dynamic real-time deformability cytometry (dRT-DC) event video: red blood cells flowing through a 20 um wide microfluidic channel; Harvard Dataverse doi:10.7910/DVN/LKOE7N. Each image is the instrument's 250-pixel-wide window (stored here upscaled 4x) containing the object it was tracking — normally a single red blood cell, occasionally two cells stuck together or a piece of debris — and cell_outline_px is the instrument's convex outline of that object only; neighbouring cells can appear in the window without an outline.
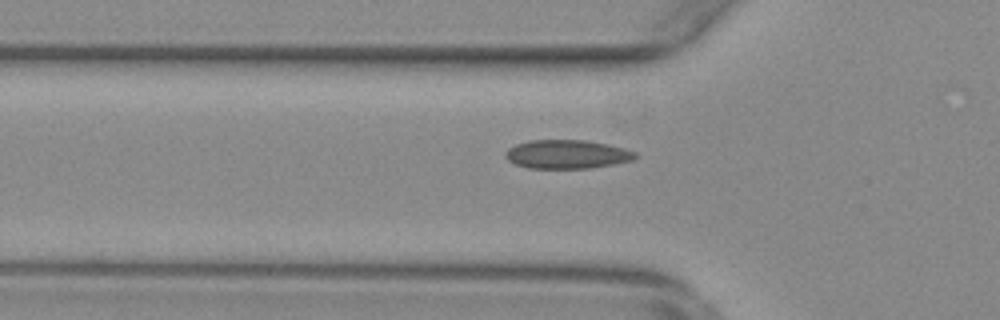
{"species": "common noctule bat (a hibernating species)", "species_latin": "Nyctalus noctula", "temperature_condition": "warm", "stored_images_in_passage": 35, "camera_frame_rate_fps": 3000, "um_per_image_px": 0.085, "animal": {"sex": "female", "body_mass_g": 29.2, "forearm_length_mm": 56.3}, "frame": {"image": 1, "passage_image": 2, "time_ms": 0.333, "image_size_px": [1000, 320], "cell_outline_px": [[640, 156], [632, 160], [612, 164], [588, 168], [528, 168], [516, 164], [508, 160], [504, 156], [504, 152], [508, 148], [516, 144], [528, 140], [584, 140], [608, 144], [624, 148], [636, 152]], "centroid_in_image_um": [48.18, 13.1], "position_along_channel_um": 77.6, "area_um2": 21.79}}
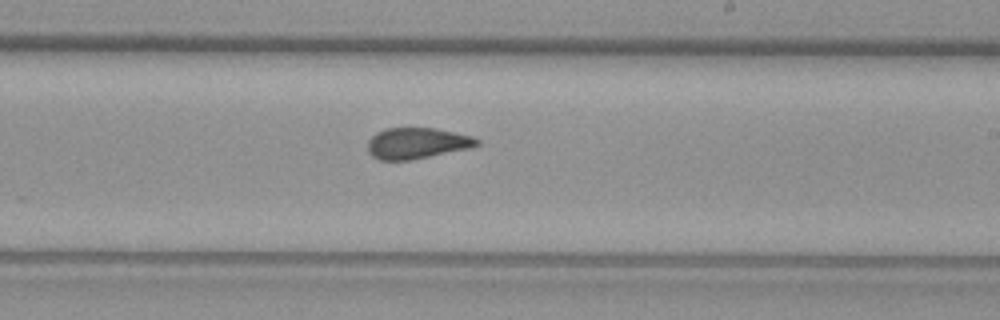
{"frame": {"image": 2, "passage_image": 16, "time_ms": 5.0, "image_size_px": [1000, 320], "cell_outline_px": [[480, 144], [472, 148], [412, 160], [380, 160], [372, 156], [368, 152], [368, 140], [376, 132], [384, 128], [436, 128], [472, 136], [480, 140]], "centroid_in_image_um": [35.45, 12.18], "position_along_channel_um": 253.5, "area_um2": 20.0}}
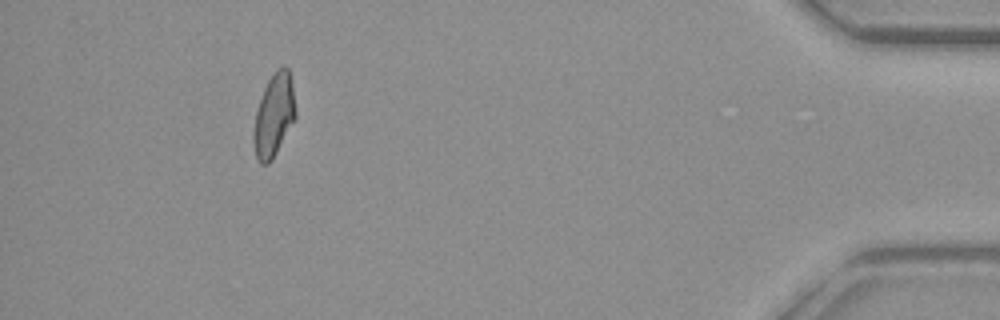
{"frame": {"image": 3, "passage_image": 34, "time_ms": 11.0, "image_size_px": [1000, 320], "cell_outline_px": [[296, 116], [272, 160], [268, 164], [260, 164], [256, 160], [252, 140], [252, 132], [256, 112], [264, 88], [268, 80], [276, 68], [284, 64], [288, 68], [292, 84], [296, 112]], "centroid_in_image_um": [23.26, 9.81], "position_along_channel_um": 411.9, "area_um2": 20.35}}